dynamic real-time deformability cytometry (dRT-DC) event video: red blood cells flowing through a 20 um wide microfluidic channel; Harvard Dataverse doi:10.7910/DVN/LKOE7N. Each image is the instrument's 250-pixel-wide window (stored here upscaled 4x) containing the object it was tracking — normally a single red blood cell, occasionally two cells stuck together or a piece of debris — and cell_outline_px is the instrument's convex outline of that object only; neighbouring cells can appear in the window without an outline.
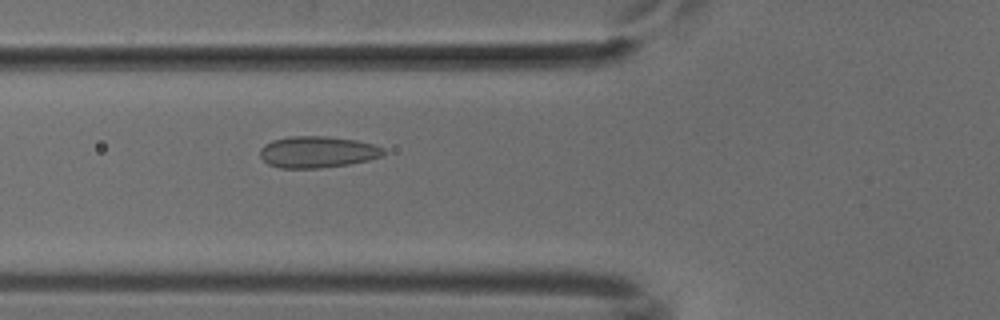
{"species": "common noctule bat (a hibernating species)", "species_latin": "Nyctalus noctula", "temperature_condition": "cold", "stored_images_in_passage": 33, "camera_frame_rate_fps": 3000, "um_per_image_px": 0.085, "animal": {"sex": "male", "body_mass_g": 18.8}, "frame": {"image": 1, "passage_image": 4, "time_ms": 1.0, "image_size_px": [1000, 320], "cell_outline_px": [[384, 156], [368, 160], [348, 164], [320, 168], [280, 168], [268, 164], [260, 156], [260, 148], [264, 144], [272, 140], [288, 136], [328, 136], [356, 140], [372, 144], [384, 148]], "centroid_in_image_um": [26.97, 12.91], "position_along_channel_um": 98.8, "area_um2": 22.77}}
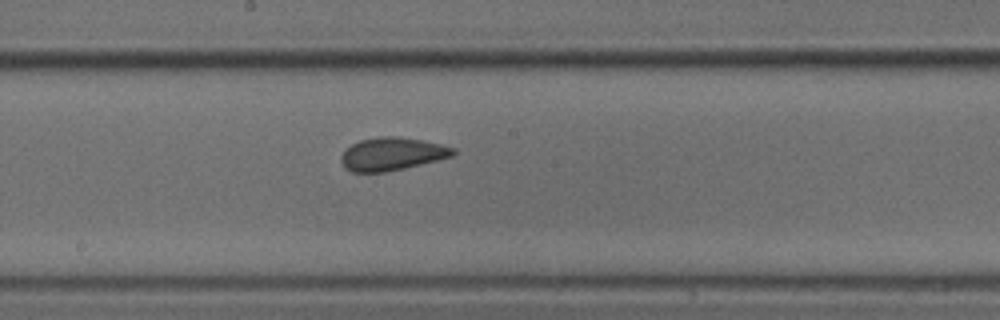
{"frame": {"image": 2, "passage_image": 13, "time_ms": 4.0, "image_size_px": [1000, 320], "cell_outline_px": [[456, 152], [452, 156], [404, 168], [384, 172], [352, 172], [344, 168], [340, 160], [340, 156], [352, 144], [360, 140], [380, 136], [396, 136], [420, 140], [440, 144], [456, 148]], "centroid_in_image_um": [33.29, 13.09], "position_along_channel_um": 214.9, "area_um2": 21.33}}
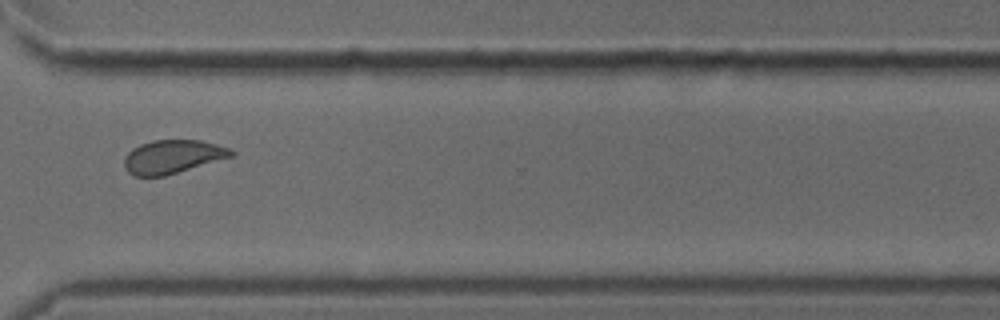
{"frame": {"image": 3, "passage_image": 24, "time_ms": 7.667, "image_size_px": [1000, 320], "cell_outline_px": [[236, 152], [232, 156], [164, 176], [136, 176], [128, 172], [124, 168], [124, 156], [132, 148], [140, 144], [152, 140], [200, 140], [232, 148]], "centroid_in_image_um": [14.65, 13.31], "position_along_channel_um": 355.9, "area_um2": 20.87}}